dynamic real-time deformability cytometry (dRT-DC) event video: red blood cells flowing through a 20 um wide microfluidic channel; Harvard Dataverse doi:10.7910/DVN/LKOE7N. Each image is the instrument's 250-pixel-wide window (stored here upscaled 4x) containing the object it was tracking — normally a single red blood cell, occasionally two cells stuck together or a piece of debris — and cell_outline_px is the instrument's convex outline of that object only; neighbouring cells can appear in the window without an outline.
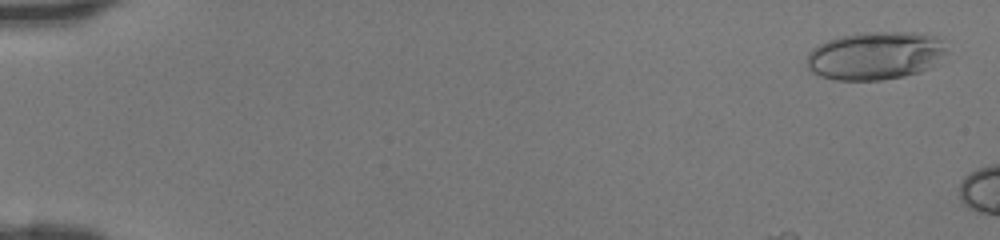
{"species": "human", "species_latin": "Homo sapiens", "temperature_condition": "room temperature", "stored_images_in_passage": 7, "camera_frame_rate_fps": 3000, "um_per_image_px": 0.085, "donor": {"sex": "female"}, "frame": {"image": 1, "passage_image": 2, "time_ms": 0.333, "image_size_px": [1000, 240], "cell_outline_px": [[948, 52], [940, 64], [932, 68], [920, 72], [904, 76], [880, 80], [836, 80], [820, 76], [812, 72], [808, 68], [808, 52], [816, 44], [836, 36], [860, 32], [916, 32], [936, 36], [948, 40]], "centroid_in_image_um": [74.5, 4.71], "position_along_channel_um": 10.5, "area_um2": 40.46}}